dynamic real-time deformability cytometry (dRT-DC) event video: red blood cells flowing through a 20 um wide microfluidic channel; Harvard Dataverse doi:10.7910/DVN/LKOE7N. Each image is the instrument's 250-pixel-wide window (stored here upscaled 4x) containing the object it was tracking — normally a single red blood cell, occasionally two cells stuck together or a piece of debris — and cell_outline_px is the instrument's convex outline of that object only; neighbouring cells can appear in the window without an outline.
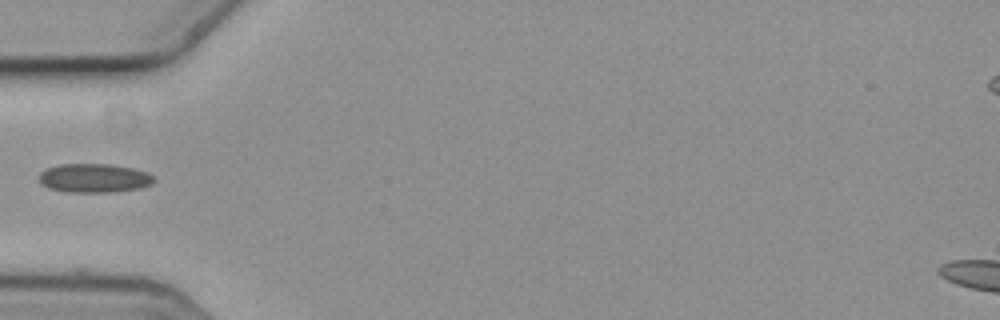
{"species": "common noctule bat (a hibernating species)", "species_latin": "Nyctalus noctula", "temperature_condition": "cold", "stored_images_in_passage": 6, "camera_frame_rate_fps": 3000, "um_per_image_px": 0.085, "animal": {"sex": "female", "body_mass_g": 19.3, "forearm_length_mm": 54.1}, "frame": {"image": 1, "passage_image": 5, "time_ms": 1.333, "image_size_px": [1000, 320], "cell_outline_px": [[156, 180], [152, 184], [140, 188], [112, 192], [68, 192], [48, 188], [40, 184], [40, 172], [48, 168], [60, 164], [108, 164], [132, 168], [148, 172]], "centroid_in_image_um": [8.01, 15.14], "position_along_channel_um": 77.0, "area_um2": 19.36}}
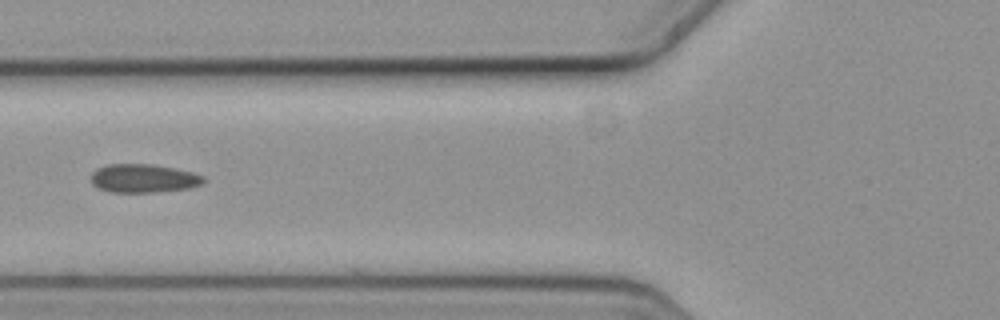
{"frame": {"image": 2, "passage_image": 6, "time_ms": 1.667, "image_size_px": [1000, 320], "cell_outline_px": [[204, 184], [188, 188], [152, 192], [112, 192], [100, 188], [92, 184], [92, 172], [96, 168], [108, 164], [152, 164], [176, 168], [192, 172], [204, 176]], "centroid_in_image_um": [12.21, 15.15], "position_along_channel_um": 113.6, "area_um2": 18.67}}